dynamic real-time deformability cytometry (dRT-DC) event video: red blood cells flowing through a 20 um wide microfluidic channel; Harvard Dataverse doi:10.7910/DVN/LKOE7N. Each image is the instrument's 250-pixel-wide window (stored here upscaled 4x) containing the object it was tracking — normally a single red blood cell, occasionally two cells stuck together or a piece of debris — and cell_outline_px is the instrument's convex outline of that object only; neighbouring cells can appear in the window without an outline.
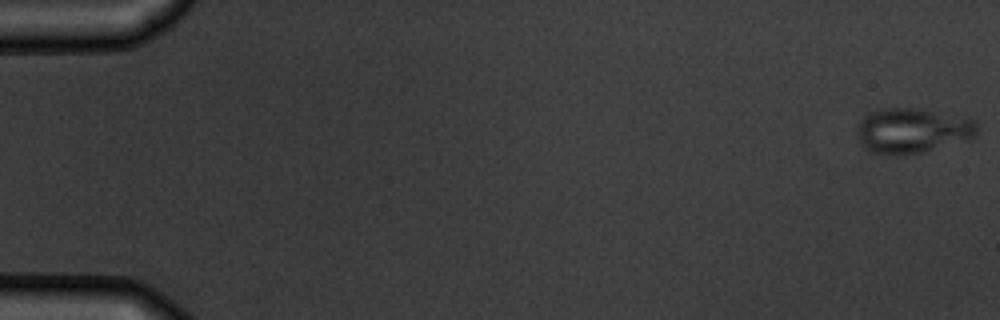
{"species": "common noctule bat (a hibernating species)", "species_latin": "Nyctalus noctula", "temperature_condition": "warm", "stored_images_in_passage": 8, "camera_frame_rate_fps": 3000, "um_per_image_px": 0.085, "animal": {"sex": "male", "body_mass_g": 19.5, "forearm_length_mm": 54.6}, "frame": {"image": 1, "passage_image": 1, "time_ms": 0.0, "image_size_px": [1000, 320], "cell_outline_px": [[976, 132], [972, 136], [920, 152], [872, 152], [864, 148], [856, 132], [860, 120], [868, 112], [888, 108], [920, 108], [968, 116], [976, 124]], "centroid_in_image_um": [77.51, 11.02], "position_along_channel_um": 7.5, "area_um2": 30.46}}